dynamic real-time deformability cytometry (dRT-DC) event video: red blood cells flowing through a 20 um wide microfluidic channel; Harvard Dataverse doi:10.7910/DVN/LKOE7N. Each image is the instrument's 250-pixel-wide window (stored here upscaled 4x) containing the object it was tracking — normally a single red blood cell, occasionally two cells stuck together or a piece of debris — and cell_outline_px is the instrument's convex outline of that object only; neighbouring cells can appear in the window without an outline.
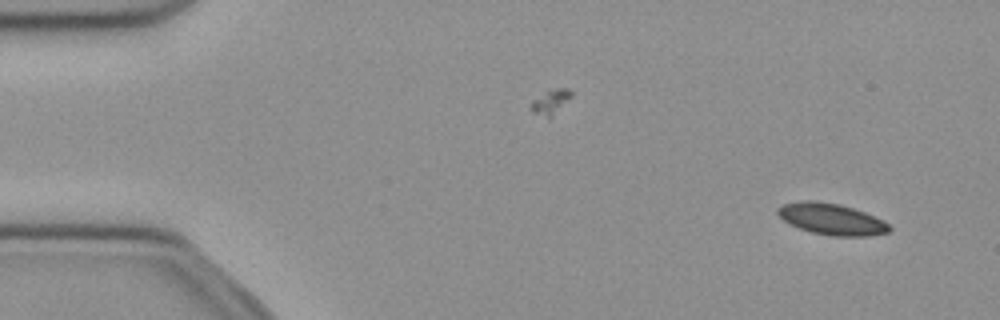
{"species": "common noctule bat (a hibernating species)", "species_latin": "Nyctalus noctula", "temperature_condition": "cold", "stored_images_in_passage": 12, "camera_frame_rate_fps": 3000, "um_per_image_px": 0.085, "animal": {"sex": "female", "body_mass_g": 21.9}, "frame": {"image": 1, "passage_image": 3, "time_ms": 0.667, "image_size_px": [1000, 320], "cell_outline_px": [[892, 228], [888, 232], [868, 236], [832, 236], [812, 232], [788, 224], [776, 212], [776, 208], [784, 204], [804, 200], [812, 200], [840, 204], [864, 212], [884, 220]], "centroid_in_image_um": [70.67, 18.62], "position_along_channel_um": 14.3, "area_um2": 20.35}}